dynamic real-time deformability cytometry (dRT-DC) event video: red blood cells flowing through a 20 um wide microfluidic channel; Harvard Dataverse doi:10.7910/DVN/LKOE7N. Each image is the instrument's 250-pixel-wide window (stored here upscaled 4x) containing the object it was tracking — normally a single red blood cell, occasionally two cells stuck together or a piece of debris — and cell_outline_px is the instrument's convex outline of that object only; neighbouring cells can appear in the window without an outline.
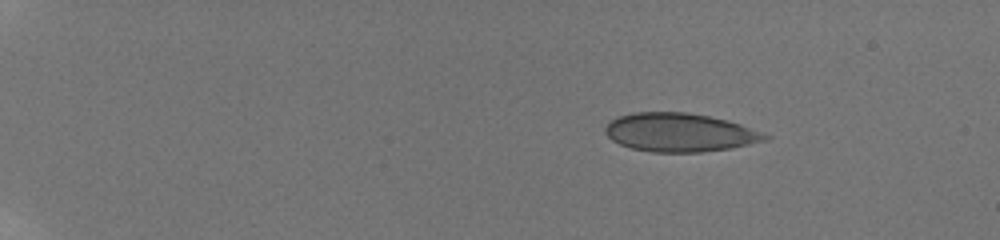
{"species": "human", "species_latin": "Homo sapiens", "temperature_condition": "room temperature", "stored_images_in_passage": 80, "camera_frame_rate_fps": 3000, "um_per_image_px": 0.085, "donor": {"sex": "male"}, "frame": {"image": 1, "passage_image": 1, "time_ms": 0.0, "image_size_px": [1000, 240], "cell_outline_px": [[772, 136], [768, 140], [732, 148], [700, 152], [652, 152], [632, 148], [620, 144], [612, 140], [604, 132], [604, 128], [612, 120], [620, 116], [636, 112], [688, 112], [728, 120], [740, 124]], "centroid_in_image_um": [57.8, 11.26], "position_along_channel_um": 27.2, "area_um2": 35.84}}
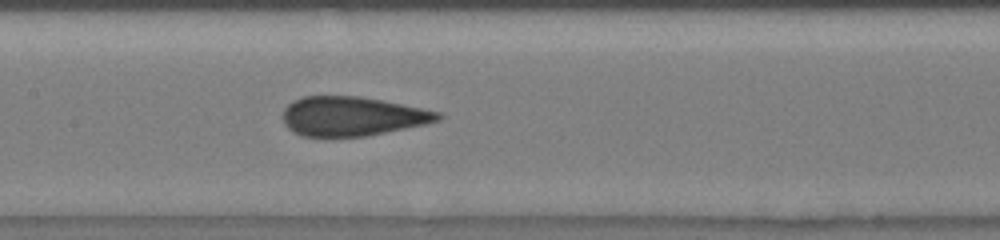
{"frame": {"image": 2, "passage_image": 32, "time_ms": 7.333, "image_size_px": [1000, 240], "cell_outline_px": [[444, 116], [440, 120], [424, 124], [368, 136], [304, 136], [292, 132], [284, 124], [284, 108], [292, 100], [304, 96], [360, 96], [440, 112]], "centroid_in_image_um": [29.91, 9.88], "position_along_channel_um": 177.5, "area_um2": 35.26}}
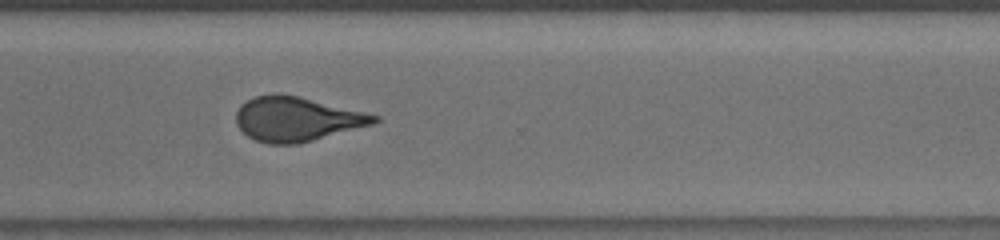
{"frame": {"image": 3, "passage_image": 60, "time_ms": 11.667, "image_size_px": [1000, 240], "cell_outline_px": [[380, 120], [372, 124], [312, 140], [296, 144], [268, 144], [256, 140], [248, 136], [236, 124], [236, 112], [240, 104], [256, 96], [272, 92], [280, 92], [300, 96], [380, 116]], "centroid_in_image_um": [25.18, 10.09], "position_along_channel_um": 345.4, "area_um2": 35.66}, "authors_computed_cell_mechanics": {"area_um2": 36.125, "velocity_mm_per_s": 3.8851, "shape_relaxation_time_tau1_ms": 9.1009, "shape_relaxation_time_tau2_ms": null, "deformation_change_tau1": 0.1939, "deformation_change_tau2": null}}